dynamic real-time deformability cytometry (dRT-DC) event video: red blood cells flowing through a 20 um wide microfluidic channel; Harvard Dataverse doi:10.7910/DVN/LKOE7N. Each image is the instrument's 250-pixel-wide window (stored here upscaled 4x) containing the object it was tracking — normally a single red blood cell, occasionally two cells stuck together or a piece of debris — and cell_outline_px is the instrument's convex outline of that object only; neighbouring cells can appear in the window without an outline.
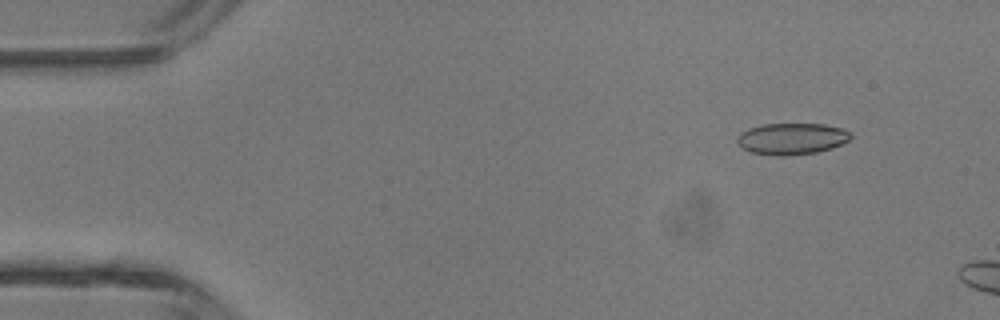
{"species": "common noctule bat (a hibernating species)", "species_latin": "Nyctalus noctula", "temperature_condition": "room temperature", "stored_images_in_passage": 4, "camera_frame_rate_fps": 3000, "um_per_image_px": 0.085, "animal": {"sex": "male", "body_mass_g": 13.3}, "frame": {"image": 1, "passage_image": 2, "time_ms": 1.333, "image_size_px": [1000, 320], "cell_outline_px": [[852, 136], [848, 140], [832, 148], [816, 152], [784, 156], [772, 156], [752, 152], [736, 144], [736, 136], [740, 132], [748, 128], [760, 124], [824, 124], [844, 128], [852, 132]], "centroid_in_image_um": [67.27, 11.78], "position_along_channel_um": 17.7, "area_um2": 21.1}}